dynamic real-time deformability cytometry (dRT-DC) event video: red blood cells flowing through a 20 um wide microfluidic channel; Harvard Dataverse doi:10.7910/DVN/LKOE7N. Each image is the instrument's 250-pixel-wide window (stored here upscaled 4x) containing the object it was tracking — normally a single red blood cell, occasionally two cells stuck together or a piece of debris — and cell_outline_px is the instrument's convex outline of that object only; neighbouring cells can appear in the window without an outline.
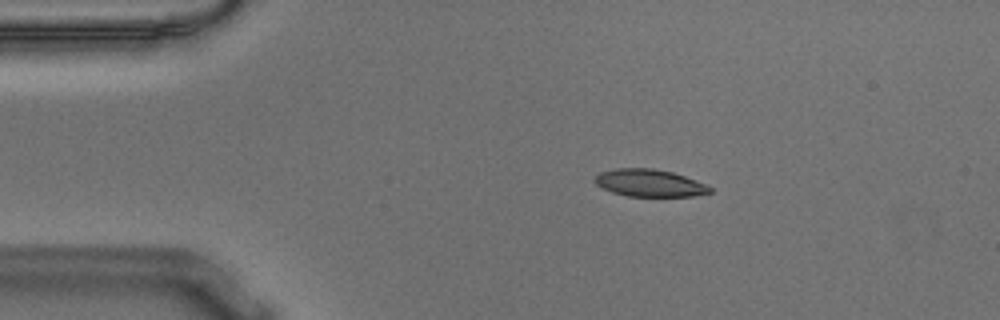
{"species": "Egyptian fruit bat (a non-hibernating species)", "species_latin": "Rousettus aegyptiacus", "temperature_condition": "warm", "stored_images_in_passage": 46, "camera_frame_rate_fps": 3000, "um_per_image_px": 0.085, "animal": {"sex": "male"}, "frame": {"image": 1, "passage_image": 1, "time_ms": 0.0, "image_size_px": [1000, 320], "cell_outline_px": [[712, 192], [692, 196], [628, 196], [612, 192], [600, 188], [592, 180], [600, 172], [616, 168], [652, 168], [672, 172], [684, 176], [704, 184], [712, 188]], "centroid_in_image_um": [55.15, 15.55], "position_along_channel_um": 29.8, "area_um2": 18.26}}
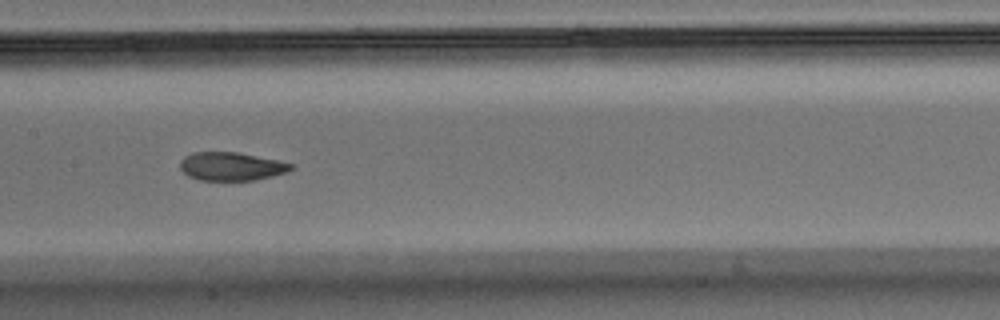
{"frame": {"image": 2, "passage_image": 18, "time_ms": 5.667, "image_size_px": [1000, 320], "cell_outline_px": [[292, 168], [288, 172], [256, 180], [200, 180], [188, 176], [180, 168], [180, 160], [184, 156], [192, 152], [240, 152], [276, 160], [292, 164]], "centroid_in_image_um": [19.63, 14.14], "position_along_channel_um": 187.8, "area_um2": 18.32}}
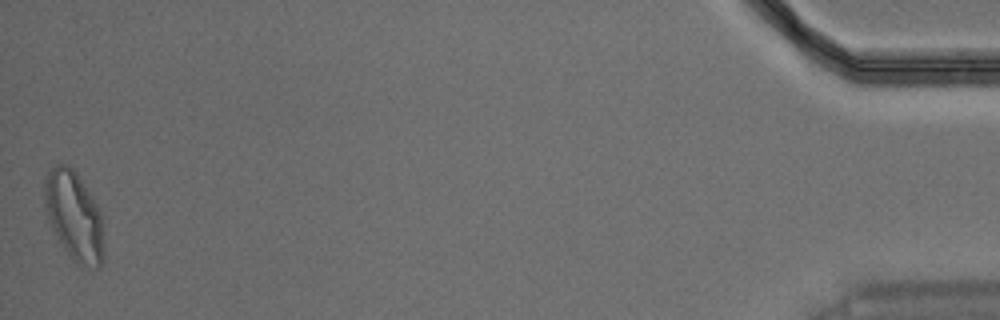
{"frame": {"image": 3, "passage_image": 46, "time_ms": 15.0, "image_size_px": [1000, 320], "cell_outline_px": [[104, 260], [100, 268], [96, 268], [76, 264], [72, 260], [64, 248], [52, 228], [48, 220], [44, 208], [44, 176], [56, 164], [68, 164], [76, 172], [92, 196], [100, 212], [104, 244]], "centroid_in_image_um": [6.29, 18.37], "position_along_channel_um": 428.9, "area_um2": 31.04}, "authors_computed_cell_mechanics": {"area_um2": 19.7676, "velocity_mm_per_s": 3.6147, "shape_relaxation_time_tau1_ms": 4.8585, "shape_relaxation_time_tau2_ms": 1.8322, "deformation_change_tau1": 0.188, "deformation_change_tau2": 0.0837}}